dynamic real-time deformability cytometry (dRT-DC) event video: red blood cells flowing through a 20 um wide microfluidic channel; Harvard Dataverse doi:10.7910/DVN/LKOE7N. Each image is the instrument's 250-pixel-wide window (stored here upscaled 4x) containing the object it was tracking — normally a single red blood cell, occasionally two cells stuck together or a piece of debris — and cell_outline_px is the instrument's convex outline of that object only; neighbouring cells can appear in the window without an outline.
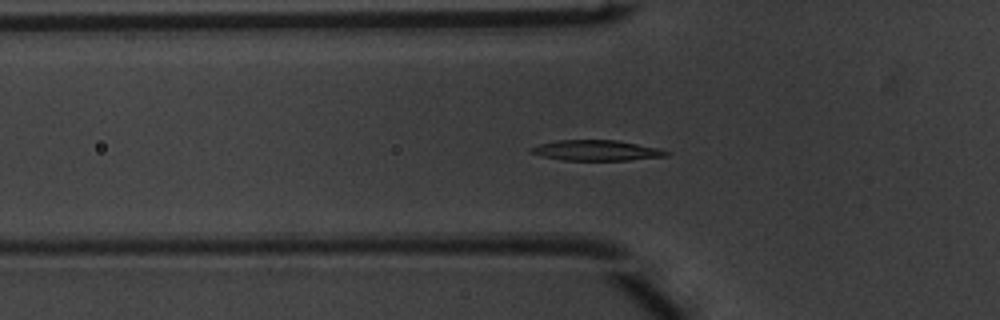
{"species": "common noctule bat (a hibernating species)", "species_latin": "Nyctalus noctula", "temperature_condition": "warm", "stored_images_in_passage": 47, "camera_frame_rate_fps": 3000, "um_per_image_px": 0.085, "animal": {"sex": "male", "body_mass_g": 20.1, "forearm_length_mm": 53.5}, "frame": {"image": 1, "passage_image": 14, "time_ms": 4.333, "image_size_px": [1000, 320], "cell_outline_px": [[672, 152], [668, 156], [628, 160], [564, 160], [544, 156], [528, 152], [528, 148], [540, 144], [560, 140], [616, 140], [660, 148]], "centroid_in_image_um": [50.74, 12.78], "position_along_channel_um": 75.1, "area_um2": 16.13}}
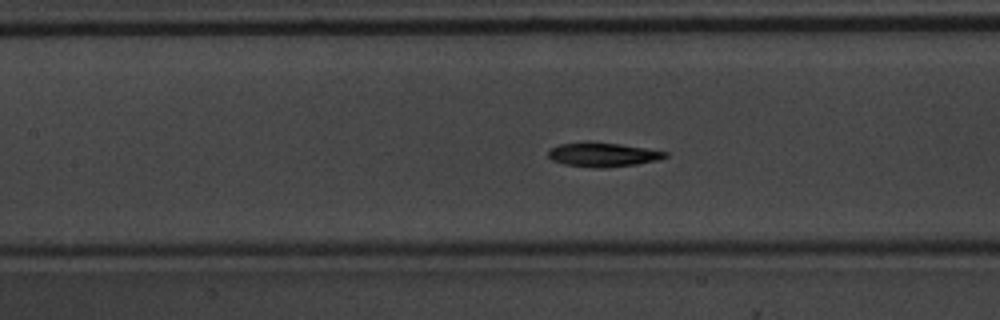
{"frame": {"image": 2, "passage_image": 20, "time_ms": 6.333, "image_size_px": [1000, 320], "cell_outline_px": [[668, 156], [656, 160], [636, 164], [604, 168], [596, 168], [564, 164], [552, 160], [548, 156], [548, 152], [552, 148], [560, 144], [588, 140], [620, 144], [668, 152]], "centroid_in_image_um": [51.21, 13.13], "position_along_channel_um": 156.2, "area_um2": 16.53}}
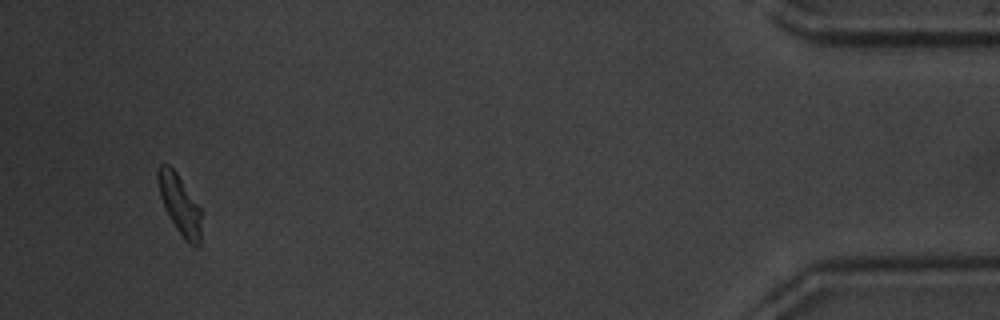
{"frame": {"image": 3, "passage_image": 45, "time_ms": 14.667, "image_size_px": [1000, 320], "cell_outline_px": [[200, 244], [196, 248], [188, 244], [184, 240], [176, 228], [160, 196], [156, 176], [156, 172], [160, 164], [168, 164], [176, 172], [200, 208]], "centroid_in_image_um": [15.26, 17.39], "position_along_channel_um": 419.9, "area_um2": 14.74}, "authors_computed_cell_mechanics": {"area_um2": 16.1262, "velocity_mm_per_s": 4.0098, "shape_relaxation_time_tau1_ms": 2.233, "shape_relaxation_time_tau2_ms": 2.54, "deformation_change_tau1": 0.1433, "deformation_change_tau2": 0.0792}}